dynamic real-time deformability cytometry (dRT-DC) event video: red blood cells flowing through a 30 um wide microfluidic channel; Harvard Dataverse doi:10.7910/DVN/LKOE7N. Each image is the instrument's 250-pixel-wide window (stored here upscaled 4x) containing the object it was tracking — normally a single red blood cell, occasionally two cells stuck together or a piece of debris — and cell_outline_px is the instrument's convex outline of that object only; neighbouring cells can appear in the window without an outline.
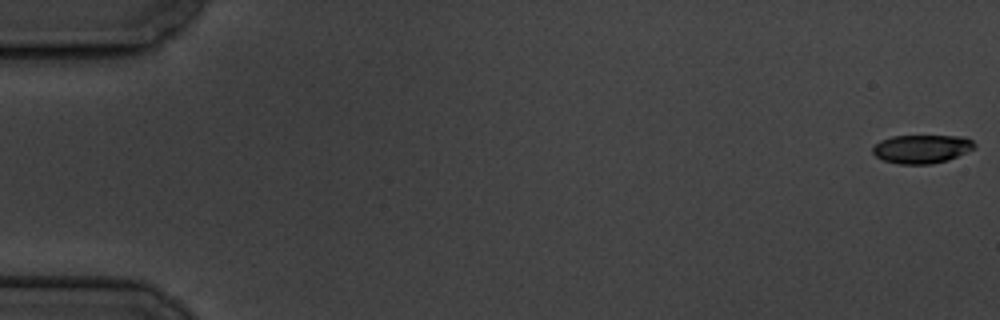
{"species": "common noctule bat (a hibernating species)", "species_latin": "Nyctalus noctula", "temperature_condition": "cold", "stored_images_in_passage": 58, "camera_frame_rate_fps": 3000, "um_per_image_px": 0.085, "animal": {"sex": "male", "body_mass_g": 19.5, "forearm_length_mm": 54.6}, "frame": {"image": 1, "passage_image": 1, "time_ms": 0.0, "image_size_px": [1000, 320], "cell_outline_px": [[976, 148], [948, 160], [932, 164], [900, 164], [884, 160], [876, 156], [872, 152], [872, 148], [880, 140], [892, 136], [964, 136], [972, 140], [976, 144]], "centroid_in_image_um": [78.37, 12.65], "position_along_channel_um": 6.6, "area_um2": 16.99}}
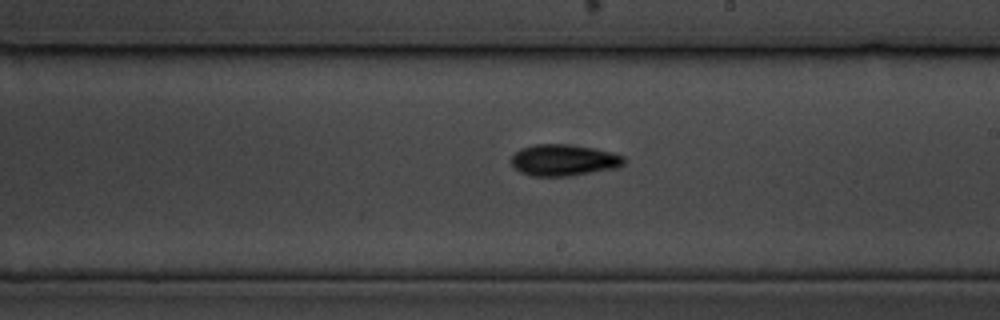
{"frame": {"image": 2, "passage_image": 34, "time_ms": 11.0, "image_size_px": [1000, 320], "cell_outline_px": [[624, 164], [616, 168], [572, 176], [532, 176], [520, 172], [512, 164], [512, 156], [520, 148], [536, 144], [568, 144], [592, 148], [612, 152], [624, 156]], "centroid_in_image_um": [47.93, 13.61], "position_along_channel_um": 241.1, "area_um2": 20.63}}
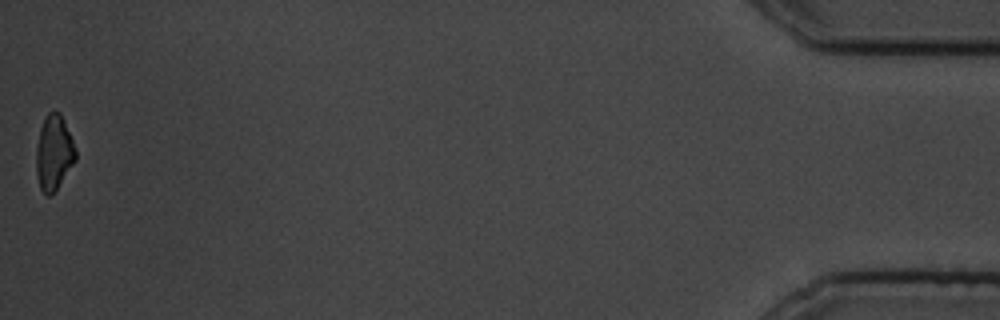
{"frame": {"image": 3, "passage_image": 58, "time_ms": 19.0, "image_size_px": [1000, 320], "cell_outline_px": [[76, 160], [56, 188], [48, 196], [40, 188], [36, 172], [36, 148], [40, 128], [48, 112], [60, 112], [64, 120], [76, 148]], "centroid_in_image_um": [4.58, 12.95], "position_along_channel_um": 430.6, "area_um2": 16.94}, "authors_computed_cell_mechanics": {"area_um2": 18.7272, "velocity_mm_per_s": 3.5171, "shape_relaxation_time_tau1_ms": 2.7449, "shape_relaxation_time_tau2_ms": 7.9737, "deformation_change_tau1": 0.1281, "deformation_change_tau2": 0.1384}}